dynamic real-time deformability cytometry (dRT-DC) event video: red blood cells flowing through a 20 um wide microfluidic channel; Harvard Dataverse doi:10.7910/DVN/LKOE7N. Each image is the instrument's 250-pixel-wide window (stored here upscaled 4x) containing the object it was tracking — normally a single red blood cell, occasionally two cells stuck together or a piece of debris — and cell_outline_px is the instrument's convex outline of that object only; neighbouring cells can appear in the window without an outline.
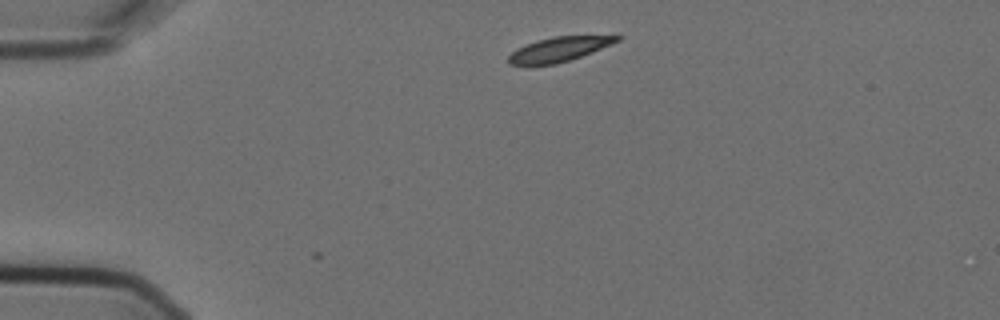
{"species": "Egyptian fruit bat (a non-hibernating species)", "species_latin": "Rousettus aegyptiacus", "temperature_condition": "cold", "stored_images_in_passage": 3, "camera_frame_rate_fps": 3000, "um_per_image_px": 0.085, "animal": {"sex": "female"}, "frame": {"image": 1, "passage_image": 1, "time_ms": 0.0, "image_size_px": [1000, 320], "cell_outline_px": [[624, 36], [620, 40], [612, 44], [580, 56], [556, 64], [528, 68], [508, 64], [508, 56], [516, 48], [552, 36], [616, 32]], "centroid_in_image_um": [47.62, 4.16], "position_along_channel_um": 37.4, "area_um2": 16.76}}
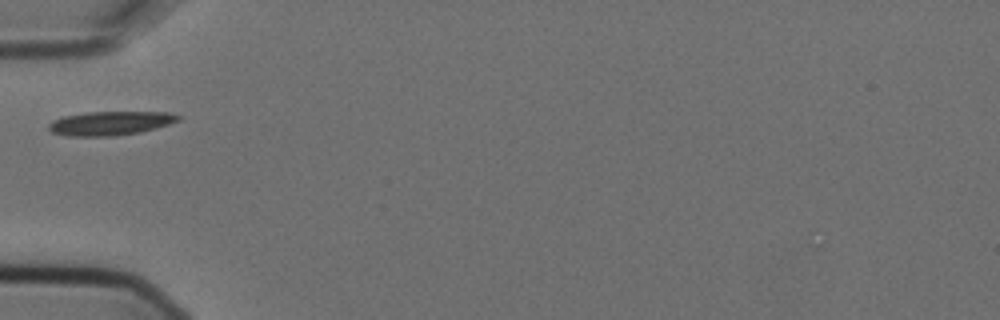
{"frame": {"image": 2, "passage_image": 3, "time_ms": 0.667, "image_size_px": [1000, 320], "cell_outline_px": [[184, 116], [180, 120], [156, 128], [140, 132], [116, 136], [68, 136], [52, 132], [48, 128], [48, 124], [52, 120], [64, 116], [88, 112], [168, 112]], "centroid_in_image_um": [9.4, 10.47], "position_along_channel_um": 75.6, "area_um2": 18.15}}